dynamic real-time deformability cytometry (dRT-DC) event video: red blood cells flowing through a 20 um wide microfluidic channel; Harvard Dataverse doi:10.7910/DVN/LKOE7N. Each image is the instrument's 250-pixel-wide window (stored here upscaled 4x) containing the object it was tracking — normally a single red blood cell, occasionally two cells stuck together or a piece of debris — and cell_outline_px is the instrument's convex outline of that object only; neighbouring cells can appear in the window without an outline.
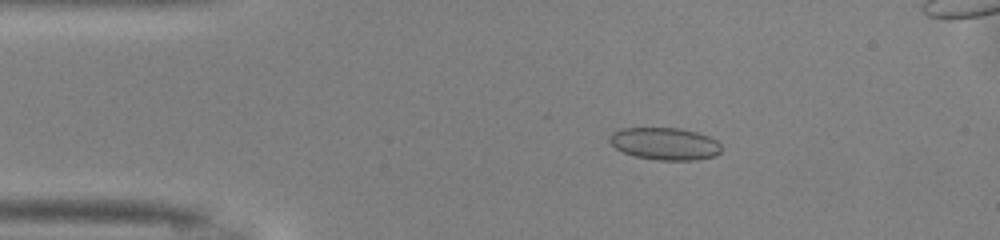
{"species": "common noctule bat (a hibernating species)", "species_latin": "Nyctalus noctula", "temperature_condition": "warm", "stored_images_in_passage": 47, "camera_frame_rate_fps": 3000, "um_per_image_px": 0.085, "animal": {"sex": "male", "body_mass_g": 13.0, "forearm_length_mm": 53.1}, "frame": {"image": 1, "passage_image": 9, "time_ms": 2.667, "image_size_px": [1000, 240], "cell_outline_px": [[720, 152], [716, 156], [696, 160], [660, 160], [636, 156], [624, 152], [616, 148], [608, 140], [608, 136], [612, 132], [620, 128], [680, 128], [696, 132], [708, 136], [716, 140], [720, 144]], "centroid_in_image_um": [56.5, 12.21], "position_along_channel_um": 28.5, "area_um2": 21.04}}
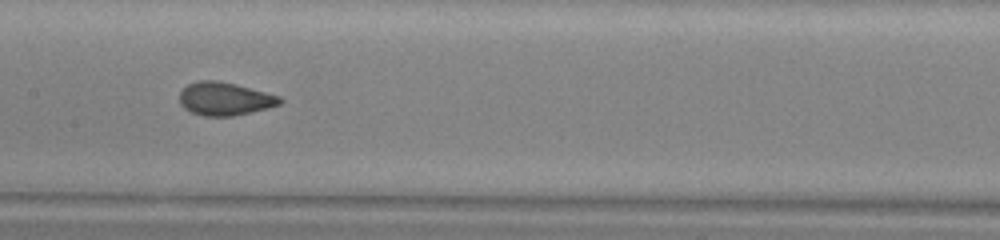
{"frame": {"image": 2, "passage_image": 24, "time_ms": 7.667, "image_size_px": [1000, 240], "cell_outline_px": [[284, 100], [280, 104], [268, 108], [232, 116], [204, 116], [192, 112], [184, 108], [180, 104], [180, 92], [188, 84], [200, 80], [216, 80], [236, 84], [280, 96]], "centroid_in_image_um": [19.11, 8.39], "position_along_channel_um": 188.3, "area_um2": 19.31}}
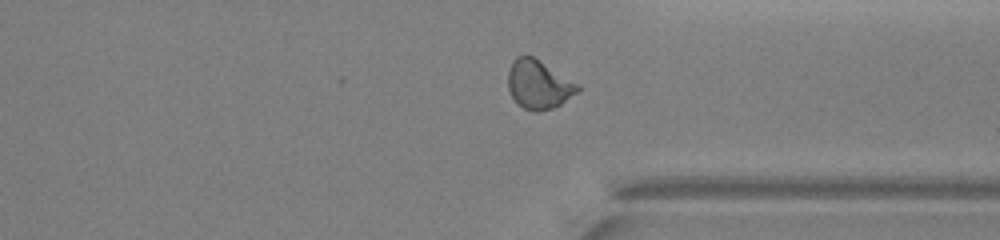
{"frame": {"image": 3, "passage_image": 37, "time_ms": 12.0, "image_size_px": [1000, 240], "cell_outline_px": [[580, 88], [576, 92], [560, 104], [552, 108], [540, 112], [532, 112], [516, 104], [508, 92], [508, 72], [512, 60], [516, 56], [532, 56], [580, 84]], "centroid_in_image_um": [45.74, 7.2], "position_along_channel_um": 365.7, "area_um2": 19.88}, "authors_computed_cell_mechanics": {"area_um2": 19.7676, "velocity_mm_per_s": 4.1352, "shape_relaxation_time_tau1_ms": 4.755, "shape_relaxation_time_tau2_ms": 0.7192, "deformation_change_tau1": 0.1349, "deformation_change_tau2": 0.0461}}